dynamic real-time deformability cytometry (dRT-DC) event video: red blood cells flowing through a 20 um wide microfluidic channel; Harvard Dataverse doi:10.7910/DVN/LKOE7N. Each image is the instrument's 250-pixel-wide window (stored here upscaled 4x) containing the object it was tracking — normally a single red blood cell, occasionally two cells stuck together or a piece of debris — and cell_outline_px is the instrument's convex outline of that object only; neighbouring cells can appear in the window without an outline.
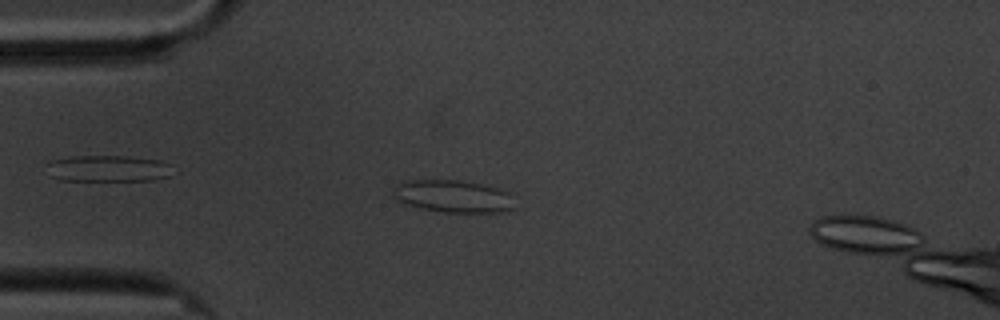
{"species": "common noctule bat (a hibernating species)", "species_latin": "Nyctalus noctula", "temperature_condition": "cold", "stored_images_in_passage": 55, "camera_frame_rate_fps": 3000, "um_per_image_px": 0.085, "animal": {"sex": "male", "body_mass_g": 20.1, "forearm_length_mm": 53.5}, "frame": {"image": 1, "passage_image": 14, "time_ms": 4.333, "image_size_px": [1000, 320], "cell_outline_px": [[516, 208], [500, 212], [444, 212], [420, 208], [400, 204], [392, 196], [392, 188], [396, 184], [404, 180], [460, 180], [480, 184], [496, 188], [508, 192]], "centroid_in_image_um": [38.42, 16.68], "position_along_channel_um": 46.6, "area_um2": 23.24}}
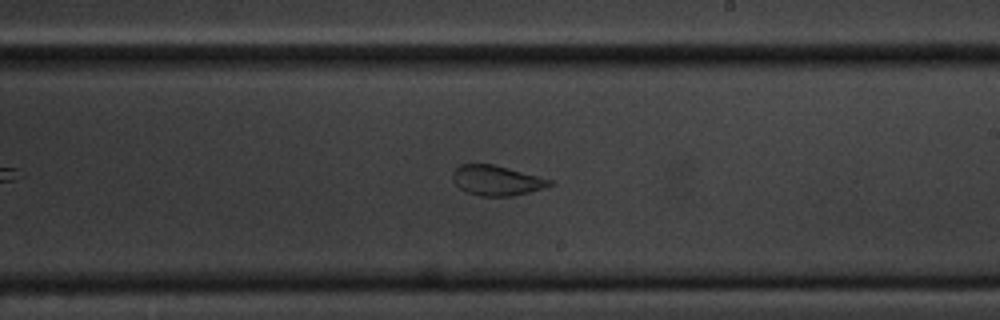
{"frame": {"image": 2, "passage_image": 33, "time_ms": 10.667, "image_size_px": [1000, 320], "cell_outline_px": [[556, 184], [544, 188], [512, 196], [480, 196], [468, 192], [460, 188], [452, 180], [452, 172], [460, 164], [492, 164], [508, 168], [552, 180]], "centroid_in_image_um": [42.21, 15.34], "position_along_channel_um": 246.8, "area_um2": 16.88}}
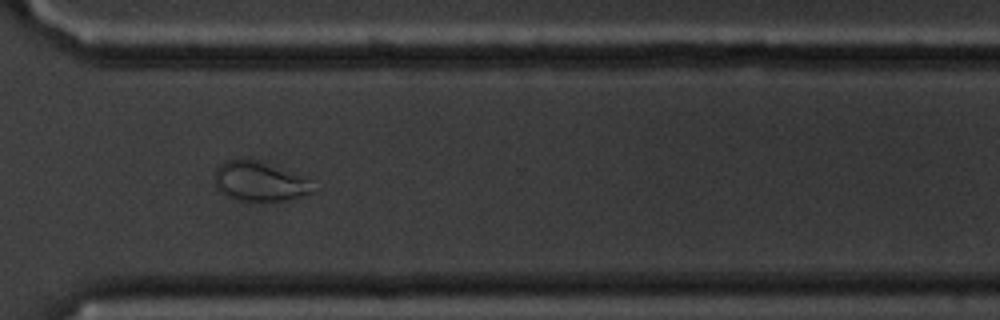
{"frame": {"image": 3, "passage_image": 42, "time_ms": 13.667, "image_size_px": [1000, 320], "cell_outline_px": [[320, 188], [316, 192], [288, 200], [240, 200], [228, 196], [220, 192], [216, 188], [216, 168], [224, 160], [248, 160], [312, 176]], "centroid_in_image_um": [22.25, 15.44], "position_along_channel_um": 348.4, "area_um2": 22.95}}